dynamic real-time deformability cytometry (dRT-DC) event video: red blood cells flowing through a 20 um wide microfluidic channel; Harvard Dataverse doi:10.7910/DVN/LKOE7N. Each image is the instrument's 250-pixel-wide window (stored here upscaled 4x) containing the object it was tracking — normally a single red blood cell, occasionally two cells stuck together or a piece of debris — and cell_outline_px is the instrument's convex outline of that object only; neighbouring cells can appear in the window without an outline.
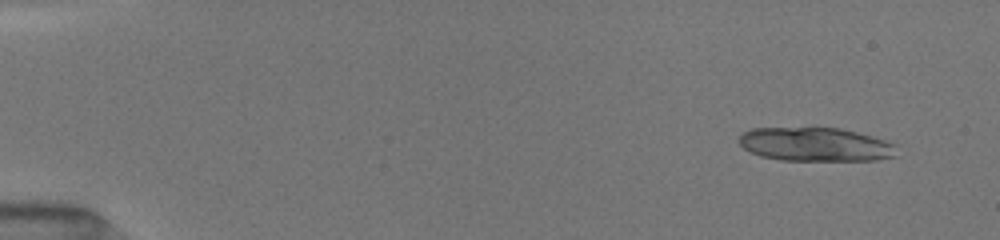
{"species": "common noctule bat (a hibernating species)", "species_latin": "Nyctalus noctula", "temperature_condition": "room temperature", "stored_images_in_passage": 27, "camera_frame_rate_fps": 3000, "um_per_image_px": 0.085, "animal": {"sex": "female", "body_mass_g": 19.5, "forearm_length_mm": 54.1}, "frame": {"image": 1, "passage_image": 1, "time_ms": 0.0, "image_size_px": [1000, 240], "cell_outline_px": [[896, 156], [876, 160], [780, 160], [760, 156], [744, 148], [740, 144], [740, 136], [744, 132], [752, 128], [840, 128], [872, 136], [884, 140], [892, 144]], "centroid_in_image_um": [69.28, 12.28], "position_along_channel_um": 15.7, "area_um2": 30.63}}
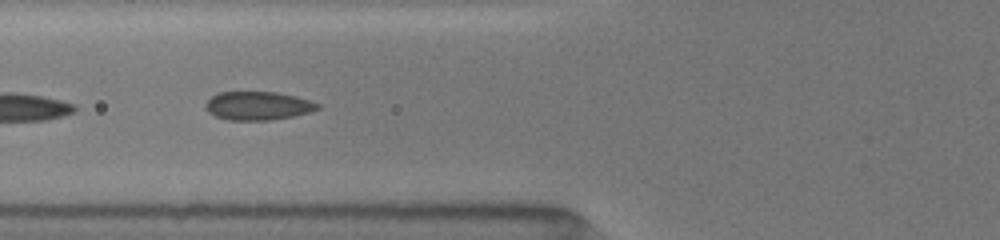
{"frame": {"image": 2, "passage_image": 26, "time_ms": 5.667, "image_size_px": [1000, 240], "cell_outline_px": [[320, 108], [308, 112], [292, 116], [272, 120], [228, 120], [216, 116], [208, 112], [204, 108], [204, 104], [212, 96], [220, 92], [276, 92], [296, 96], [312, 100], [320, 104]], "centroid_in_image_um": [21.92, 8.99], "position_along_channel_um": 103.9, "area_um2": 18.67}}